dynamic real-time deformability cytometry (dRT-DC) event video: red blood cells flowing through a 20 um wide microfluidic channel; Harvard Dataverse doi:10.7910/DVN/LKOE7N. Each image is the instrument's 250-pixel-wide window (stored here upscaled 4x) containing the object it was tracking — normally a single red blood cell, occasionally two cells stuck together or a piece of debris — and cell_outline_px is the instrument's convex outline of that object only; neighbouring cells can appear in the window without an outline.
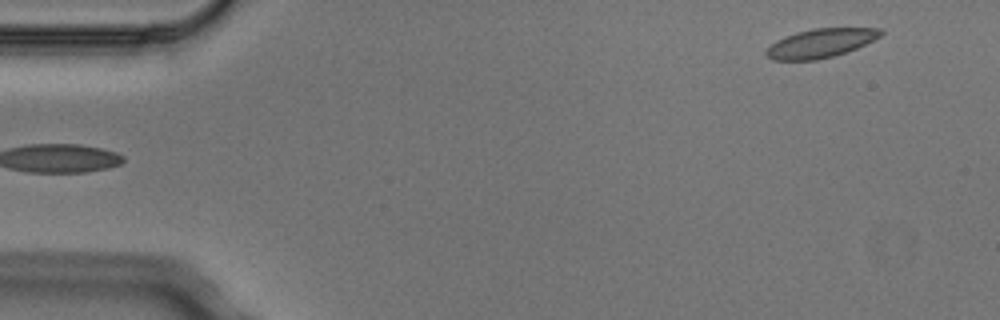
{"species": "Egyptian fruit bat (a non-hibernating species)", "species_latin": "Rousettus aegyptiacus", "temperature_condition": "cold", "stored_images_in_passage": 4, "segment_of_instrument_passage": [2, 2], "camera_frame_rate_fps": 3000, "um_per_image_px": 0.085, "animal": {"sex": "male"}, "frame": {"image": 1, "passage_image": 4, "time_ms": 1.0, "image_size_px": [1000, 320], "cell_outline_px": [[884, 32], [880, 36], [856, 48], [832, 56], [816, 60], [772, 60], [764, 52], [776, 40], [796, 32], [812, 28], [880, 28]], "centroid_in_image_um": [69.73, 3.66], "position_along_channel_um": 15.3, "area_um2": 19.02}}